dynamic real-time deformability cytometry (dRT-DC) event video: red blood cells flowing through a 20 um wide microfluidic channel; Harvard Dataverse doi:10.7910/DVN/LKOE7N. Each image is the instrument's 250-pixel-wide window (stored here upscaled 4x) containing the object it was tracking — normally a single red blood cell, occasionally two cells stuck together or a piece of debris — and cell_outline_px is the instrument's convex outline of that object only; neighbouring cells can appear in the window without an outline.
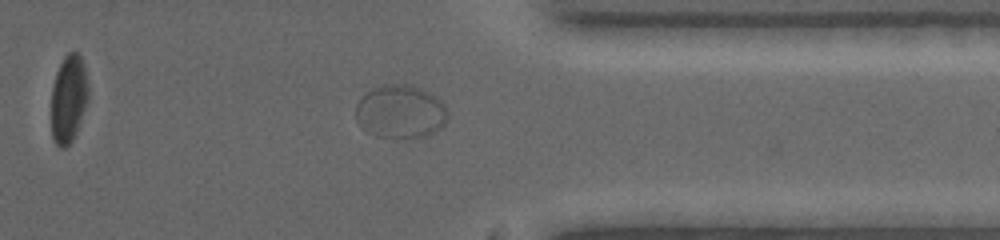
{"species": "common noctule bat (a hibernating species)", "species_latin": "Nyctalus noctula", "temperature_condition": "warm", "stored_images_in_passage": 39, "camera_frame_rate_fps": 4500, "um_per_image_px": 0.085, "animal": {"sex": "female", "body_mass_g": 19.0, "forearm_length_mm": 53.3}, "frame": {"image": 1, "passage_image": 34, "time_ms": 10.667, "image_size_px": [1000, 240], "cell_outline_px": [[448, 120], [440, 128], [424, 136], [376, 136], [368, 132], [356, 120], [356, 104], [364, 92], [384, 84], [404, 84], [428, 92], [436, 96], [444, 104], [448, 112]], "centroid_in_image_um": [34.02, 9.46], "position_along_channel_um": 377.4, "area_um2": 28.15}}